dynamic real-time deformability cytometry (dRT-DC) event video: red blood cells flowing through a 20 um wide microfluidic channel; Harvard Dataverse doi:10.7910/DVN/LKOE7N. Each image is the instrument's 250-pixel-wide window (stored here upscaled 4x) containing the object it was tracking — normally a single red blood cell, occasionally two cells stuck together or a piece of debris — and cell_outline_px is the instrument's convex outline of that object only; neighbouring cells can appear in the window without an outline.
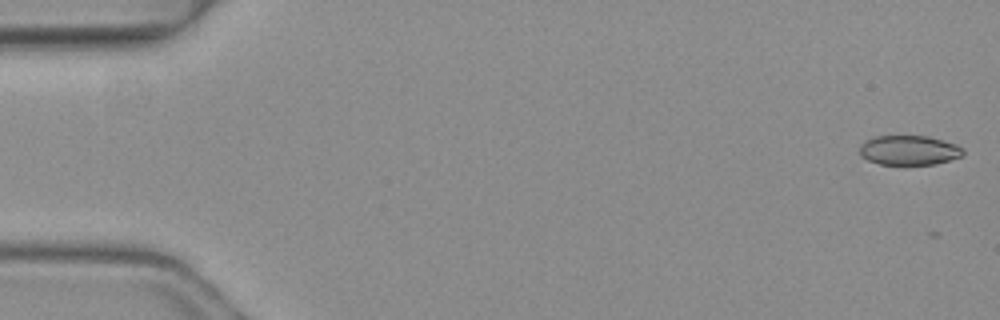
{"species": "common noctule bat (a hibernating species)", "species_latin": "Nyctalus noctula", "temperature_condition": "warm", "stored_images_in_passage": 5, "camera_frame_rate_fps": 3000, "um_per_image_px": 0.085, "animal": {"sex": "female", "body_mass_g": 19.3, "forearm_length_mm": 54.1}, "frame": {"image": 1, "passage_image": 1, "time_ms": 0.0, "image_size_px": [1000, 320], "cell_outline_px": [[964, 156], [936, 164], [880, 164], [868, 160], [860, 156], [860, 144], [864, 140], [872, 136], [928, 136], [956, 144], [964, 148]], "centroid_in_image_um": [77.27, 12.76], "position_along_channel_um": 7.7, "area_um2": 18.03}}
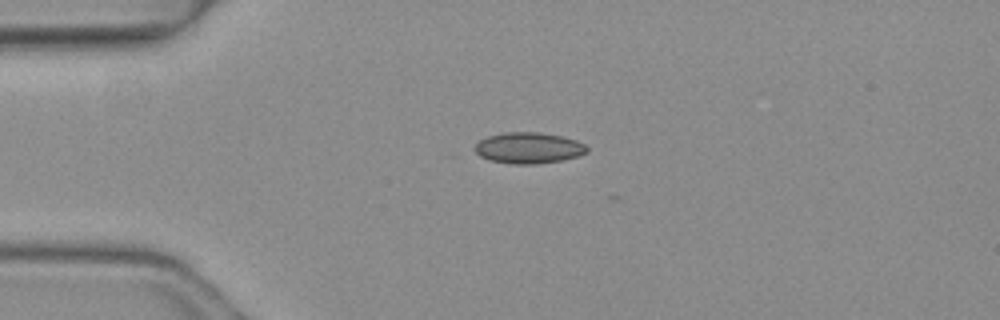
{"frame": {"image": 2, "passage_image": 4, "time_ms": 1.0, "image_size_px": [1000, 320], "cell_outline_px": [[588, 152], [576, 156], [560, 160], [536, 164], [512, 164], [488, 160], [480, 156], [476, 152], [476, 144], [480, 140], [488, 136], [500, 132], [540, 132], [560, 136], [576, 140], [584, 144], [588, 148]], "centroid_in_image_um": [44.91, 12.57], "position_along_channel_um": 40.1, "area_um2": 20.23}}